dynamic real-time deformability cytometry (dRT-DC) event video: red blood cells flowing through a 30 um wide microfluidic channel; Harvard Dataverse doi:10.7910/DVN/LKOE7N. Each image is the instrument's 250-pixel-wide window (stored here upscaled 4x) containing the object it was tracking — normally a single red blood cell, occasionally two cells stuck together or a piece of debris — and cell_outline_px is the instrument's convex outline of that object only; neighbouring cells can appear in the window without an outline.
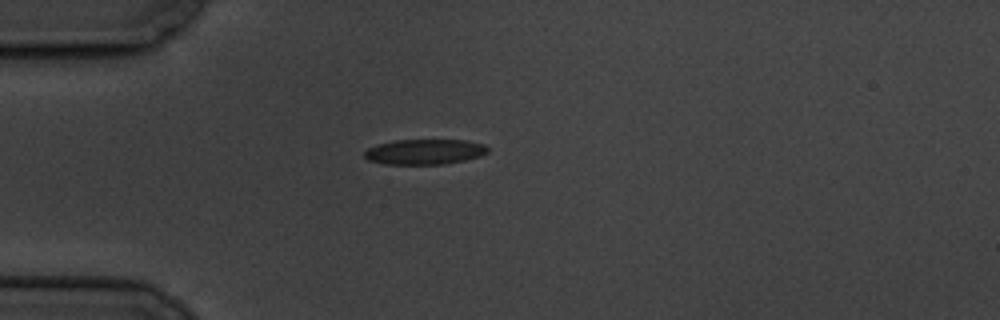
{"species": "common noctule bat (a hibernating species)", "species_latin": "Nyctalus noctula", "temperature_condition": "cold", "stored_images_in_passage": 4, "camera_frame_rate_fps": 3000, "um_per_image_px": 0.085, "animal": {"sex": "male", "body_mass_g": 19.5, "forearm_length_mm": 54.6}, "frame": {"image": 1, "passage_image": 1, "time_ms": 0.0, "image_size_px": [1000, 320], "cell_outline_px": [[488, 152], [480, 156], [464, 160], [444, 164], [384, 164], [368, 160], [364, 156], [364, 152], [368, 148], [376, 144], [396, 140], [464, 140], [484, 144], [488, 148]], "centroid_in_image_um": [36.07, 12.9], "position_along_channel_um": 48.9, "area_um2": 18.15}}
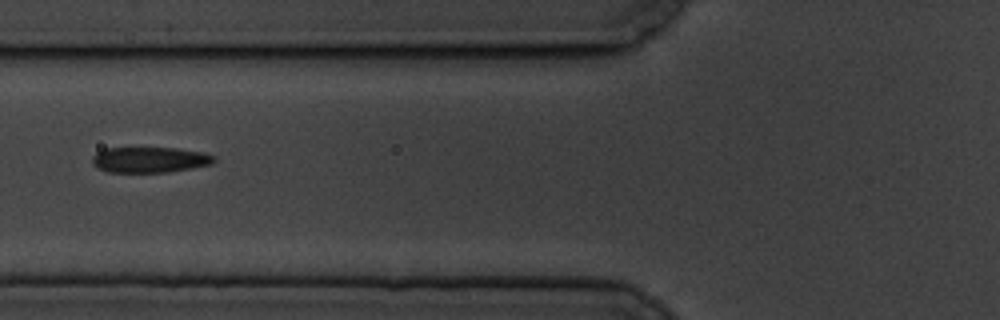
{"frame": {"image": 2, "passage_image": 3, "time_ms": 2.333, "image_size_px": [1000, 320], "cell_outline_px": [[216, 160], [212, 164], [192, 168], [168, 172], [108, 172], [92, 164], [92, 156], [96, 152], [104, 148], [176, 148], [204, 152], [216, 156]], "centroid_in_image_um": [12.75, 13.57], "position_along_channel_um": 113.0, "area_um2": 18.32}}
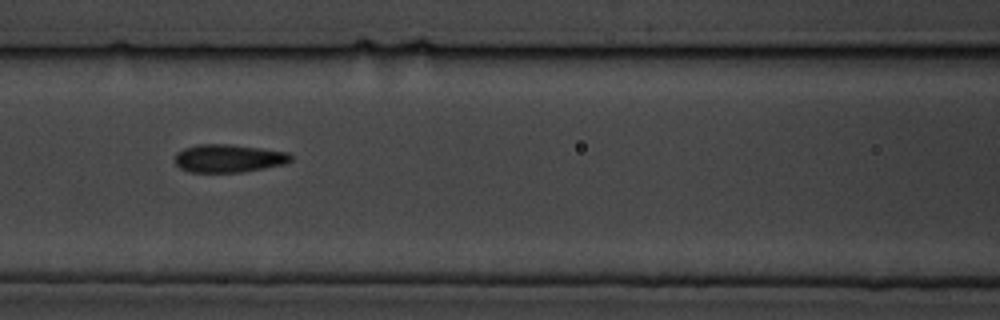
{"frame": {"image": 3, "passage_image": 4, "time_ms": 3.333, "image_size_px": [1000, 320], "cell_outline_px": [[292, 160], [284, 164], [264, 168], [240, 172], [188, 172], [180, 168], [176, 164], [176, 152], [184, 148], [196, 144], [232, 144], [288, 152], [292, 156]], "centroid_in_image_um": [19.42, 13.45], "position_along_channel_um": 147.2, "area_um2": 18.96}}